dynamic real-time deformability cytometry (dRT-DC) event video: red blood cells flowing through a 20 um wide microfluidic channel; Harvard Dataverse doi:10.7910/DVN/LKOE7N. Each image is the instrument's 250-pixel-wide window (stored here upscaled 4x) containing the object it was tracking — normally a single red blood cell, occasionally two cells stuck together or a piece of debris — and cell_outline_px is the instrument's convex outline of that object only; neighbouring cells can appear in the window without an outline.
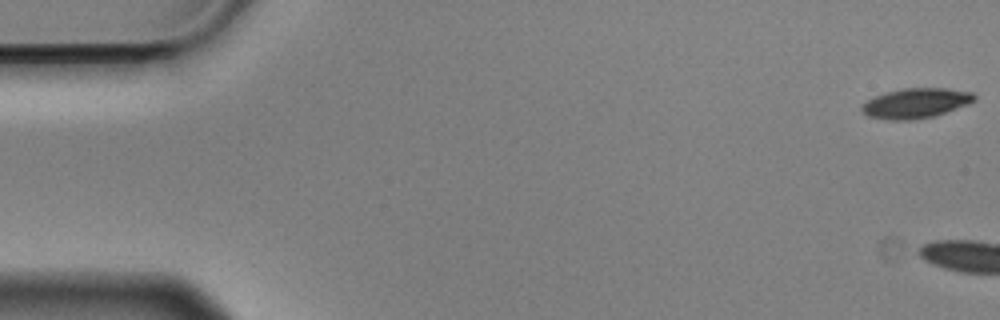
{"species": "Egyptian fruit bat (a non-hibernating species)", "species_latin": "Rousettus aegyptiacus", "temperature_condition": "cold", "stored_images_in_passage": 4, "camera_frame_rate_fps": 3000, "um_per_image_px": 0.085, "animal": {"sex": "male"}, "frame": {"image": 1, "passage_image": 1, "time_ms": 0.0, "image_size_px": [1000, 320], "cell_outline_px": [[976, 100], [968, 104], [936, 116], [916, 120], [888, 120], [868, 116], [860, 108], [868, 100], [876, 96], [888, 92], [904, 88], [944, 88], [972, 92], [976, 96]], "centroid_in_image_um": [77.88, 8.78], "position_along_channel_um": 7.1, "area_um2": 19.59}}